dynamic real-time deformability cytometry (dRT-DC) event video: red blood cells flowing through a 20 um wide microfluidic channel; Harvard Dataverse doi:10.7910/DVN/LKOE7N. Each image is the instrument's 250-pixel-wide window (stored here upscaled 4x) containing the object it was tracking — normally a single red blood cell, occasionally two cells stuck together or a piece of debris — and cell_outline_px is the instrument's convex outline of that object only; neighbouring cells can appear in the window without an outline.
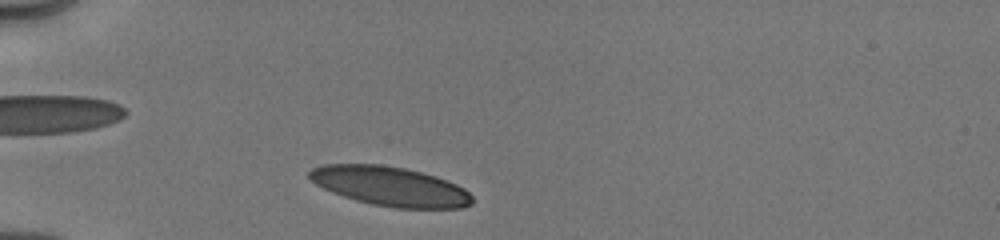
{"species": "human", "species_latin": "Homo sapiens", "temperature_condition": "cold", "stored_images_in_passage": 36, "camera_frame_rate_fps": 3000, "um_per_image_px": 0.085, "donor": {"sex": "male"}, "frame": {"image": 1, "passage_image": 1, "time_ms": 0.0, "image_size_px": [1000, 240], "cell_outline_px": [[472, 204], [464, 208], [396, 208], [372, 204], [356, 200], [332, 192], [316, 184], [308, 176], [308, 172], [312, 168], [324, 164], [380, 164], [404, 168], [436, 176], [456, 184], [464, 188], [472, 196]], "centroid_in_image_um": [33.17, 15.83], "position_along_channel_um": 51.8, "area_um2": 37.22}}
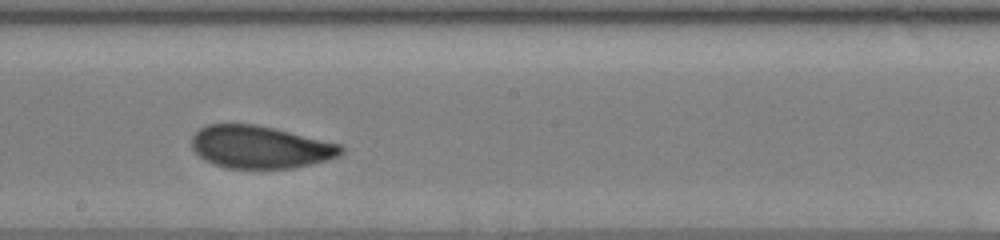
{"frame": {"image": 2, "passage_image": 21, "time_ms": 5.0, "image_size_px": [1000, 240], "cell_outline_px": [[344, 152], [340, 156], [328, 160], [292, 168], [228, 168], [212, 164], [204, 160], [192, 148], [192, 136], [200, 128], [208, 124], [256, 124], [340, 144], [344, 148]], "centroid_in_image_um": [22.11, 12.5], "position_along_channel_um": 226.1, "area_um2": 36.93}}
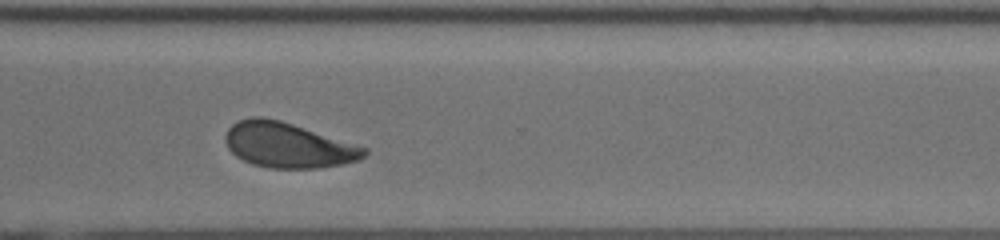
{"frame": {"image": 3, "passage_image": 35, "time_ms": 8.0, "image_size_px": [1000, 240], "cell_outline_px": [[368, 152], [360, 160], [340, 164], [316, 168], [268, 168], [252, 164], [236, 156], [228, 148], [224, 140], [224, 136], [228, 128], [232, 124], [240, 120], [252, 116], [260, 116], [280, 120], [368, 148]], "centroid_in_image_um": [24.45, 12.33], "position_along_channel_um": 346.2, "area_um2": 36.41}}